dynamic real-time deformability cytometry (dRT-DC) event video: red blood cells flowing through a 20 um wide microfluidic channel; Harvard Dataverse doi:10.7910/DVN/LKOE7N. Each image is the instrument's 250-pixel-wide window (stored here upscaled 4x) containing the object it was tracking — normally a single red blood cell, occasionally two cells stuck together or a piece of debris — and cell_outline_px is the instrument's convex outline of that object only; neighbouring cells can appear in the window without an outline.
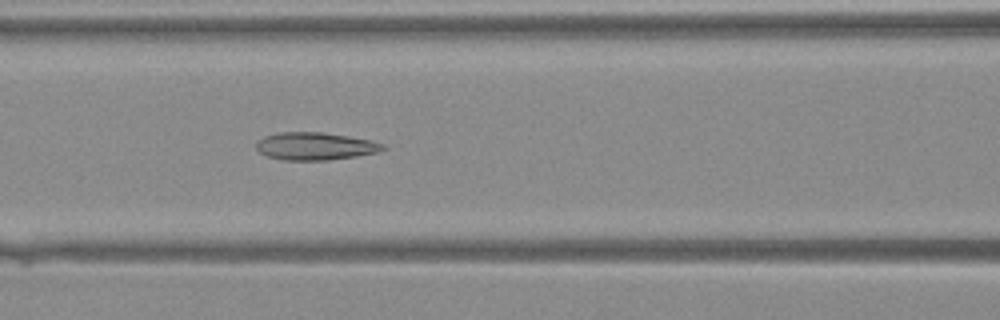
{"species": "Egyptian fruit bat (a non-hibernating species)", "species_latin": "Rousettus aegyptiacus", "temperature_condition": "warm", "stored_images_in_passage": 27, "camera_frame_rate_fps": 3000, "um_per_image_px": 0.085, "animal": {"sex": "female"}, "frame": {"image": 1, "passage_image": 7, "time_ms": 2.0, "image_size_px": [1000, 320], "cell_outline_px": [[384, 148], [376, 152], [356, 156], [328, 160], [284, 160], [268, 156], [260, 152], [256, 148], [256, 140], [264, 136], [276, 132], [324, 132], [348, 136], [368, 140], [384, 144]], "centroid_in_image_um": [26.72, 12.41], "position_along_channel_um": 139.9, "area_um2": 20.29}}
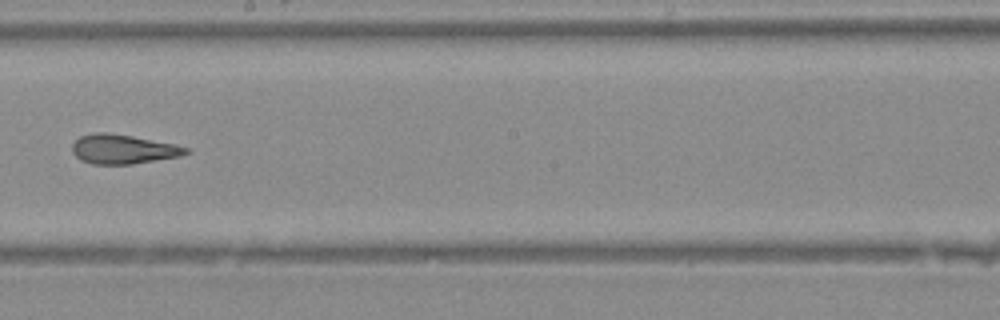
{"frame": {"image": 2, "passage_image": 13, "time_ms": 4.0, "image_size_px": [1000, 320], "cell_outline_px": [[188, 152], [180, 156], [132, 164], [92, 164], [80, 160], [72, 152], [72, 144], [80, 136], [92, 132], [104, 132], [132, 136], [176, 144], [188, 148]], "centroid_in_image_um": [10.42, 12.67], "position_along_channel_um": 237.8, "area_um2": 19.42}}
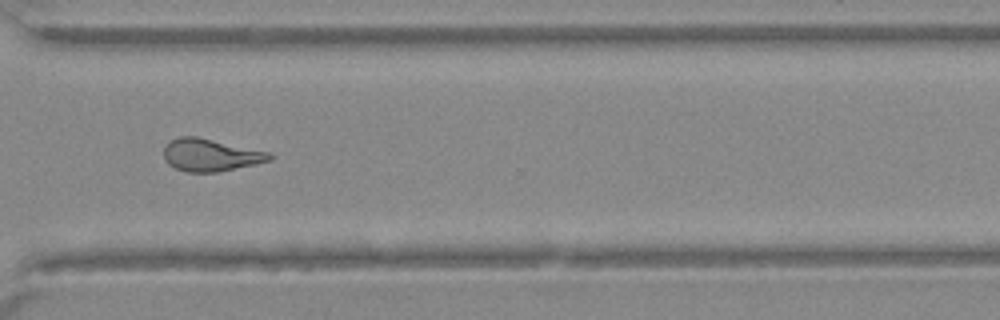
{"frame": {"image": 3, "passage_image": 20, "time_ms": 6.333, "image_size_px": [1000, 320], "cell_outline_px": [[276, 156], [272, 160], [256, 164], [216, 172], [188, 172], [176, 168], [168, 164], [164, 156], [164, 148], [172, 140], [180, 136], [196, 136], [272, 152]], "centroid_in_image_um": [17.97, 13.17], "position_along_channel_um": 352.6, "area_um2": 20.06}}